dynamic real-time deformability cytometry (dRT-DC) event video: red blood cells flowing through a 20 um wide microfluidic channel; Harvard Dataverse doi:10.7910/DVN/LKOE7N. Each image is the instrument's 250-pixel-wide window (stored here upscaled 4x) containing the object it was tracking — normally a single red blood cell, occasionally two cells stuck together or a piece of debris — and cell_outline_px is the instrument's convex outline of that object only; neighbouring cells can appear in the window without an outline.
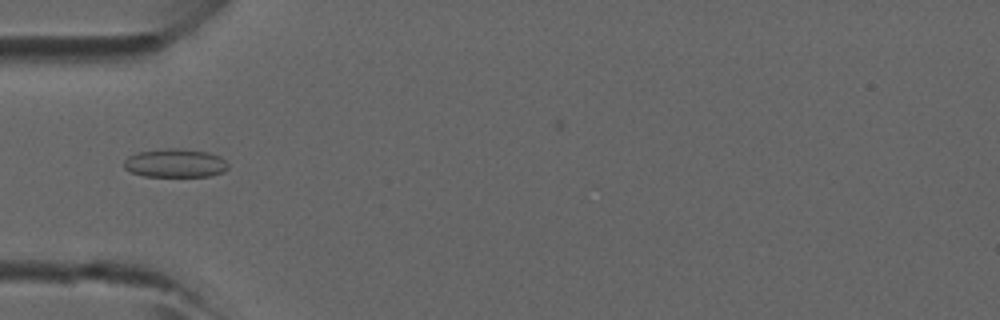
{"species": "common noctule bat (a hibernating species)", "species_latin": "Nyctalus noctula", "temperature_condition": "room temperature", "stored_images_in_passage": 5, "camera_frame_rate_fps": 3000, "um_per_image_px": 0.085, "animal": {"sex": "male", "forearm_length_mm": 52.5}, "frame": {"image": 1, "passage_image": 5, "time_ms": 1.333, "image_size_px": [1000, 320], "cell_outline_px": [[228, 168], [224, 172], [212, 176], [144, 176], [132, 172], [124, 168], [124, 160], [128, 156], [136, 152], [164, 148], [176, 148], [208, 152], [220, 156], [228, 164]], "centroid_in_image_um": [14.89, 13.86], "position_along_channel_um": 70.1, "area_um2": 17.46}}